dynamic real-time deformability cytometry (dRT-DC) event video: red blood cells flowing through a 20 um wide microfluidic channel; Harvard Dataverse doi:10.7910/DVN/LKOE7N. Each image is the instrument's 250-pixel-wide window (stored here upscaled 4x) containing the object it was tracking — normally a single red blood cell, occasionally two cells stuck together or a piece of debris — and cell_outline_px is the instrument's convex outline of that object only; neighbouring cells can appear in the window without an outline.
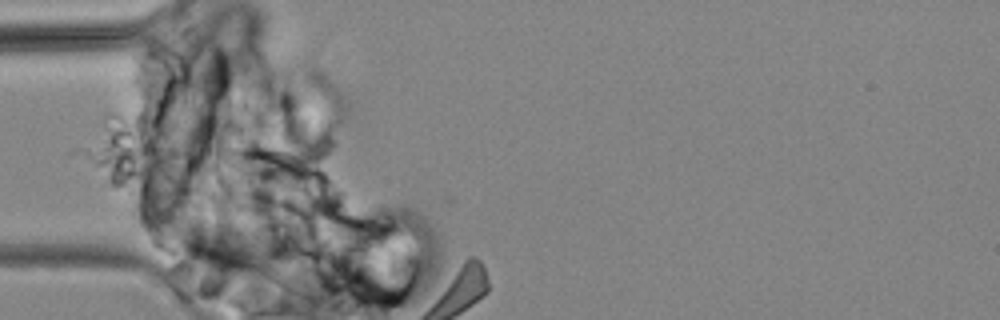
{"species": "common noctule bat (a hibernating species)", "species_latin": "Nyctalus noctula", "temperature_condition": "cold", "stored_images_in_passage": 2, "camera_frame_rate_fps": 3000, "um_per_image_px": 0.085, "animal": {"sex": "male", "body_mass_g": 19.2, "forearm_length_mm": 51.8}, "frame": {"image": 1, "passage_image": 1, "time_ms": 0.0, "image_size_px": [1000, 320], "cell_outline_px": [[276, 284], [248, 280], [232, 276], [200, 264], [184, 256], [180, 252], [176, 244], [176, 240], [216, 220], [220, 220], [268, 260], [272, 264], [276, 280]], "centroid_in_image_um": [19.22, 21.52], "position_along_channel_um": 65.8, "area_um2": 24.68}}